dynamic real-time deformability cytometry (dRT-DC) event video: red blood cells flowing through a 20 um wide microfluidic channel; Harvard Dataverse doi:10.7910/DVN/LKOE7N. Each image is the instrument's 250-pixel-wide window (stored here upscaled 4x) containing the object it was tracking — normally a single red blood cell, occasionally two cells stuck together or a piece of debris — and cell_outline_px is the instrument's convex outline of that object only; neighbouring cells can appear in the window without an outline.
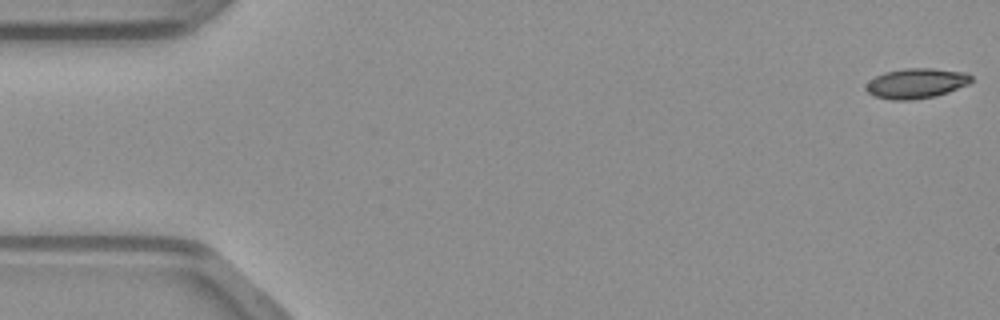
{"species": "common noctule bat (a hibernating species)", "species_latin": "Nyctalus noctula", "temperature_condition": "warm", "stored_images_in_passage": 49, "camera_frame_rate_fps": 3000, "um_per_image_px": 0.085, "animal": {"sex": "male", "body_mass_g": 23.1, "forearm_length_mm": 52.7}, "frame": {"image": 1, "passage_image": 1, "time_ms": 0.0, "image_size_px": [1000, 320], "cell_outline_px": [[972, 80], [968, 84], [948, 92], [936, 96], [912, 100], [892, 100], [872, 96], [864, 88], [868, 80], [884, 72], [904, 68], [932, 68], [968, 72], [972, 76]], "centroid_in_image_um": [77.86, 7.08], "position_along_channel_um": 7.1, "area_um2": 18.73}}
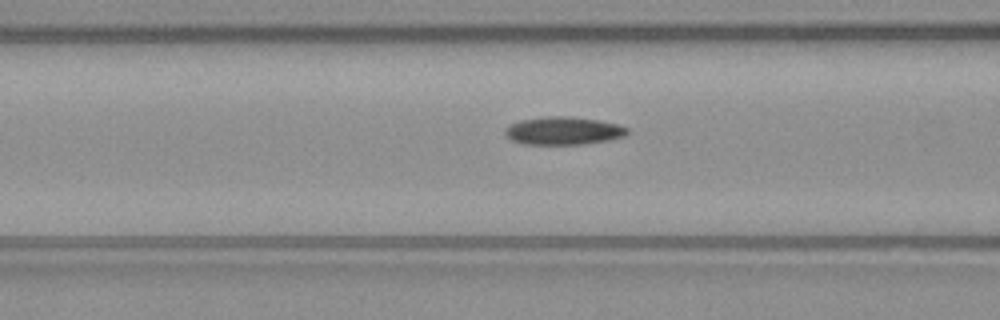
{"frame": {"image": 2, "passage_image": 19, "time_ms": 6.0, "image_size_px": [1000, 320], "cell_outline_px": [[628, 132], [624, 136], [608, 140], [580, 144], [524, 144], [512, 140], [504, 132], [504, 128], [520, 120], [548, 116], [572, 116], [620, 124], [628, 128]], "centroid_in_image_um": [47.89, 11.11], "position_along_channel_um": 118.7, "area_um2": 19.77}}
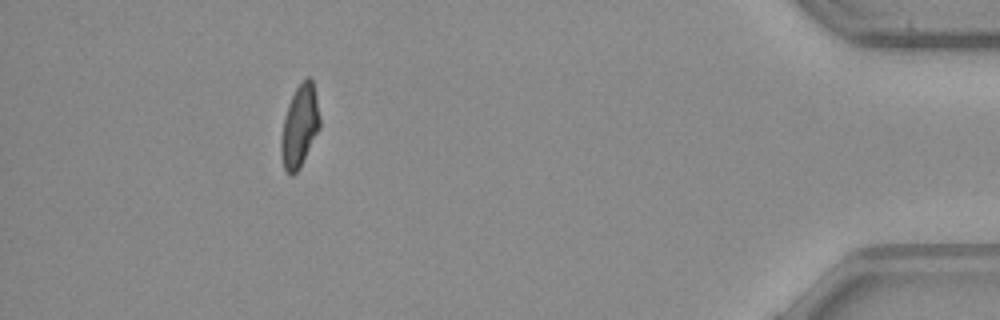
{"frame": {"image": 3, "passage_image": 44, "time_ms": 14.333, "image_size_px": [1000, 320], "cell_outline_px": [[320, 128], [300, 168], [292, 176], [284, 168], [280, 156], [280, 140], [284, 120], [288, 104], [296, 88], [308, 76], [312, 80], [316, 96], [320, 116]], "centroid_in_image_um": [25.47, 10.76], "position_along_channel_um": 409.7, "area_um2": 18.44}}